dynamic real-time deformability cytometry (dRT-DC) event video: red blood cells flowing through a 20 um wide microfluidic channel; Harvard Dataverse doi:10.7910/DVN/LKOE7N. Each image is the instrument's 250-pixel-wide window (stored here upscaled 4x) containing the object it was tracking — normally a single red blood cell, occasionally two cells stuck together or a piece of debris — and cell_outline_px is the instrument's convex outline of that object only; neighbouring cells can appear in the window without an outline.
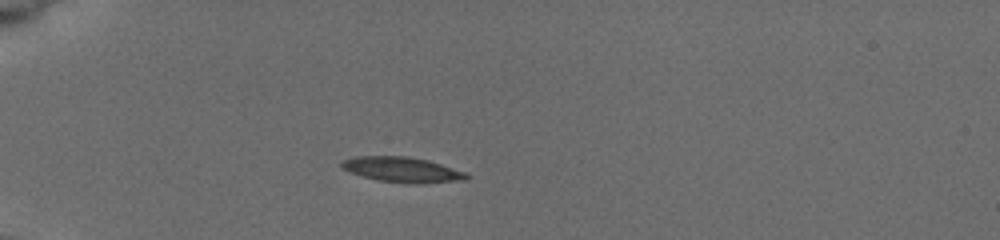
{"species": "common noctule bat (a hibernating species)", "species_latin": "Nyctalus noctula", "temperature_condition": "cold", "stored_images_in_passage": 16, "camera_frame_rate_fps": 3000, "um_per_image_px": 0.085, "animal": {"sex": "female", "body_mass_g": 19.5, "forearm_length_mm": 54.1}, "frame": {"image": 1, "passage_image": 8, "time_ms": 3.667, "image_size_px": [1000, 240], "cell_outline_px": [[472, 176], [468, 180], [424, 184], [408, 184], [380, 180], [348, 172], [340, 164], [344, 160], [356, 156], [408, 156], [428, 160], [468, 172]], "centroid_in_image_um": [34.31, 14.43], "position_along_channel_um": 50.7, "area_um2": 18.67}}
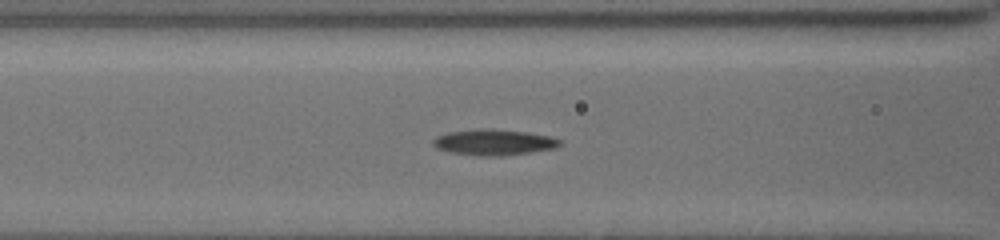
{"frame": {"image": 2, "passage_image": 13, "time_ms": 6.333, "image_size_px": [1000, 240], "cell_outline_px": [[560, 144], [556, 148], [532, 152], [500, 156], [476, 156], [448, 152], [436, 148], [432, 144], [432, 140], [436, 136], [448, 132], [484, 128], [488, 128], [528, 132], [552, 136], [560, 140]], "centroid_in_image_um": [41.96, 12.09], "position_along_channel_um": 124.6, "area_um2": 19.36}}
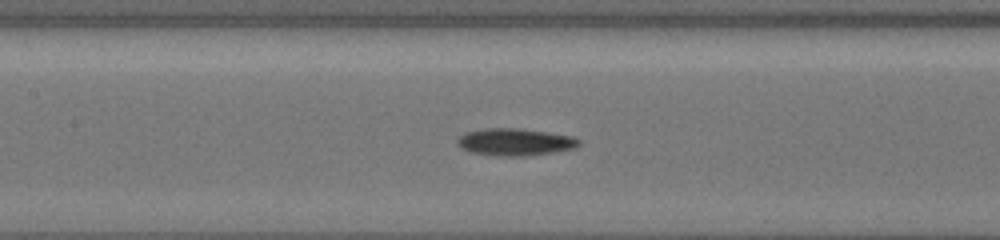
{"frame": {"image": 3, "passage_image": 15, "time_ms": 7.333, "image_size_px": [1000, 240], "cell_outline_px": [[580, 144], [576, 148], [552, 152], [524, 156], [496, 156], [468, 152], [460, 148], [456, 144], [456, 140], [464, 132], [484, 128], [520, 128], [572, 136], [580, 140]], "centroid_in_image_um": [43.72, 12.07], "position_along_channel_um": 163.7, "area_um2": 19.48}}